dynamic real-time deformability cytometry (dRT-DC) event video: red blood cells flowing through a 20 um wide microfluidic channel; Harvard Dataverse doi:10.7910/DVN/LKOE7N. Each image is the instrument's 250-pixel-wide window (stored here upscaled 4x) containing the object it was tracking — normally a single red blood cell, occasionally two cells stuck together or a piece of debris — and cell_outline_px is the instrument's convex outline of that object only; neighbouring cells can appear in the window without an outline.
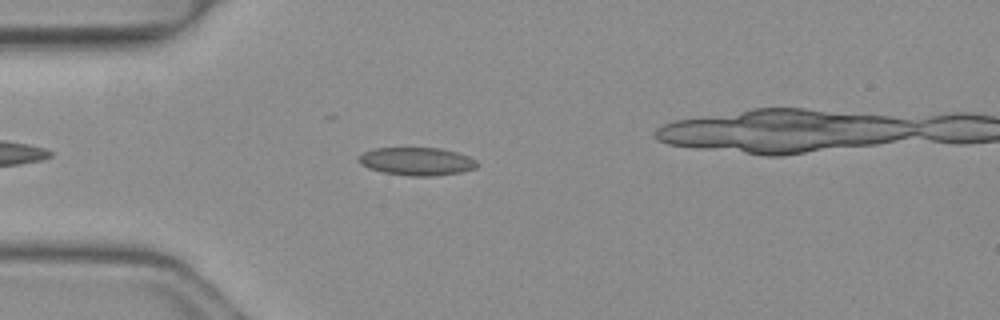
{"species": "common noctule bat (a hibernating species)", "species_latin": "Nyctalus noctula", "temperature_condition": "warm", "stored_images_in_passage": 6, "camera_frame_rate_fps": 3000, "um_per_image_px": 0.085, "animal": {"sex": "female", "body_mass_g": 19.3, "forearm_length_mm": 54.1}, "frame": {"image": 1, "passage_image": 4, "time_ms": 1.0, "image_size_px": [1000, 320], "cell_outline_px": [[480, 164], [476, 168], [460, 172], [432, 176], [408, 176], [384, 172], [368, 168], [360, 164], [356, 160], [356, 156], [372, 148], [440, 148], [456, 152], [468, 156], [476, 160]], "centroid_in_image_um": [35.39, 13.71], "position_along_channel_um": 49.6, "area_um2": 19.48}}